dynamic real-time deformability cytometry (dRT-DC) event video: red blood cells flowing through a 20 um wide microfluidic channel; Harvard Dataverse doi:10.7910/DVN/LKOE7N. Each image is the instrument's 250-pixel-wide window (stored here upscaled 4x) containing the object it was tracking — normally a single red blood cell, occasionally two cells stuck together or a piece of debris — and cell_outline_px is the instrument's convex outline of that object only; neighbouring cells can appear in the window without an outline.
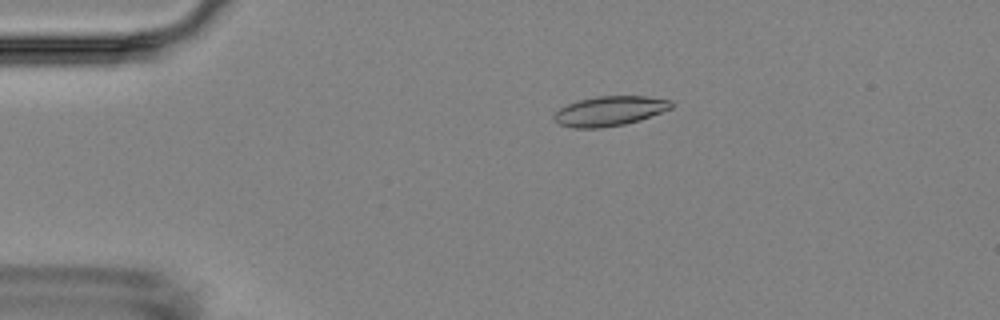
{"species": "Egyptian fruit bat (a non-hibernating species)", "species_latin": "Rousettus aegyptiacus", "temperature_condition": "room temperature", "stored_images_in_passage": 7, "camera_frame_rate_fps": 3000, "um_per_image_px": 0.085, "animal": {"sex": "female"}, "frame": {"image": 1, "passage_image": 3, "time_ms": 2.333, "image_size_px": [1000, 320], "cell_outline_px": [[672, 108], [640, 120], [624, 124], [600, 128], [572, 128], [560, 124], [552, 116], [560, 108], [568, 104], [580, 100], [596, 96], [644, 96], [672, 100]], "centroid_in_image_um": [51.83, 9.44], "position_along_channel_um": 33.2, "area_um2": 20.17}}
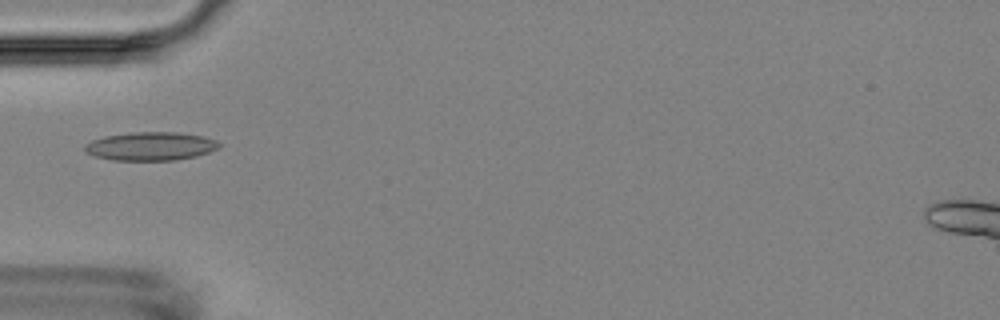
{"frame": {"image": 2, "passage_image": 5, "time_ms": 4.667, "image_size_px": [1000, 320], "cell_outline_px": [[220, 148], [196, 156], [176, 160], [112, 160], [92, 156], [84, 152], [84, 144], [92, 140], [104, 136], [132, 132], [176, 132], [204, 136], [216, 140], [220, 144]], "centroid_in_image_um": [12.77, 12.43], "position_along_channel_um": 72.2, "area_um2": 22.48}}